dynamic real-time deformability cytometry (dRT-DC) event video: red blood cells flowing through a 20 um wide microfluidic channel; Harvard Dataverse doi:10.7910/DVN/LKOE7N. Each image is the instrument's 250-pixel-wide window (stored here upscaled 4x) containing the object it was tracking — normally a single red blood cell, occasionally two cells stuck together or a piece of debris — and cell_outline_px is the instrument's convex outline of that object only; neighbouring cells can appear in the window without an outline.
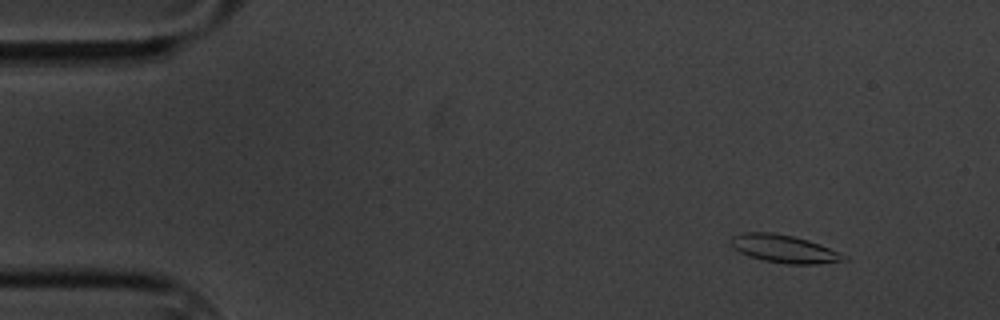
{"species": "common noctule bat (a hibernating species)", "species_latin": "Nyctalus noctula", "temperature_condition": "cold", "stored_images_in_passage": 55, "camera_frame_rate_fps": 3000, "um_per_image_px": 0.085, "animal": {"sex": "male", "body_mass_g": 20.1, "forearm_length_mm": 53.5}, "frame": {"image": 1, "passage_image": 2, "time_ms": 0.333, "image_size_px": [1000, 320], "cell_outline_px": [[848, 260], [816, 264], [788, 264], [764, 260], [748, 256], [732, 248], [728, 240], [732, 236], [744, 232], [772, 232], [792, 236], [808, 240], [820, 244], [848, 256]], "centroid_in_image_um": [66.62, 21.14], "position_along_channel_um": 18.4, "area_um2": 18.44}}
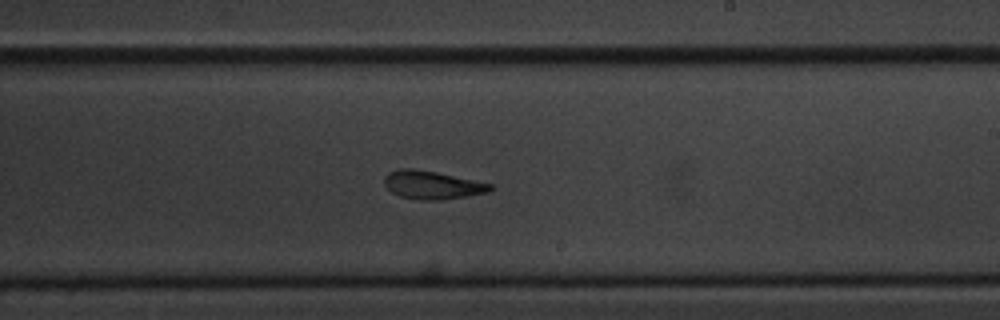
{"frame": {"image": 2, "passage_image": 31, "time_ms": 10.0, "image_size_px": [1000, 320], "cell_outline_px": [[492, 188], [488, 192], [468, 196], [440, 200], [416, 200], [400, 196], [392, 192], [384, 184], [384, 176], [388, 172], [396, 168], [412, 168], [436, 172], [492, 184]], "centroid_in_image_um": [36.69, 15.72], "position_along_channel_um": 252.3, "area_um2": 17.46}}
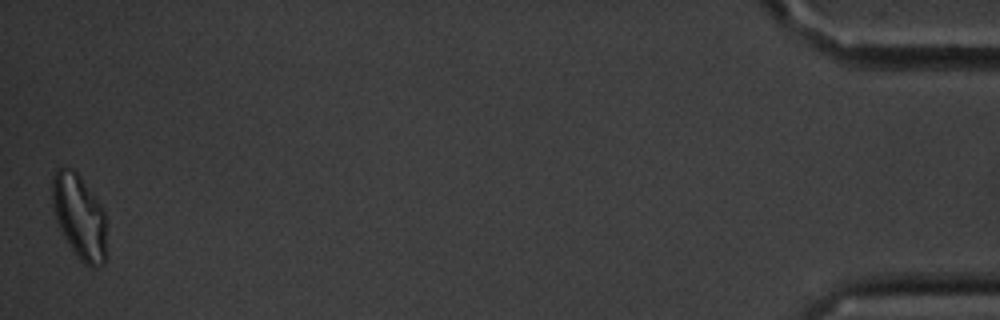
{"frame": {"image": 3, "passage_image": 55, "time_ms": 18.0, "image_size_px": [1000, 320], "cell_outline_px": [[104, 264], [96, 268], [92, 268], [84, 264], [80, 260], [64, 236], [56, 220], [52, 204], [52, 176], [60, 168], [72, 168], [80, 176], [96, 196], [104, 212]], "centroid_in_image_um": [6.73, 18.39], "position_along_channel_um": 428.5, "area_um2": 26.3}, "authors_computed_cell_mechanics": {"area_um2": 18.1492, "velocity_mm_per_s": 3.3455, "shape_relaxation_time_tau1_ms": 3.5338, "shape_relaxation_time_tau2_ms": 2.5975, "deformation_change_tau1": 0.1728, "deformation_change_tau2": 0.1153}}